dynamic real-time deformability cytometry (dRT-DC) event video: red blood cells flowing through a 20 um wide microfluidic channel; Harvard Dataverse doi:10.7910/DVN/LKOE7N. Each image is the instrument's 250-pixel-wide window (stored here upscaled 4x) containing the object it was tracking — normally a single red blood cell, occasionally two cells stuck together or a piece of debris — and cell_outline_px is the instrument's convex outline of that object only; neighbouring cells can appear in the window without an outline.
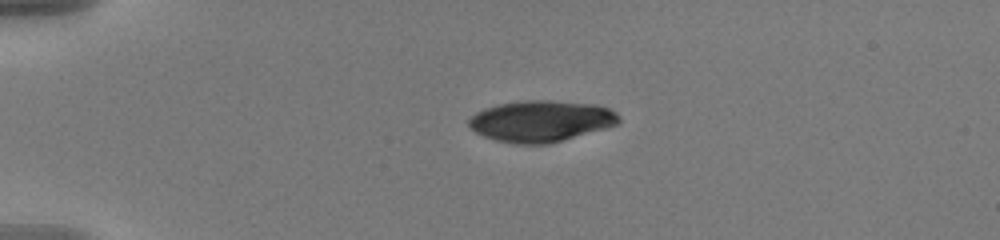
{"species": "human", "species_latin": "Homo sapiens", "temperature_condition": "warm", "stored_images_in_passage": 44, "camera_frame_rate_fps": 3000, "um_per_image_px": 0.085, "donor": {"sex": "male"}, "frame": {"image": 1, "passage_image": 1, "time_ms": 0.0, "image_size_px": [1000, 240], "cell_outline_px": [[620, 124], [608, 128], [548, 144], [512, 144], [496, 140], [484, 136], [476, 132], [468, 124], [468, 120], [476, 112], [484, 108], [500, 104], [524, 100], [548, 100], [596, 104], [608, 108], [616, 112], [620, 116]], "centroid_in_image_um": [46.03, 10.29], "position_along_channel_um": 39.0, "area_um2": 36.3}}
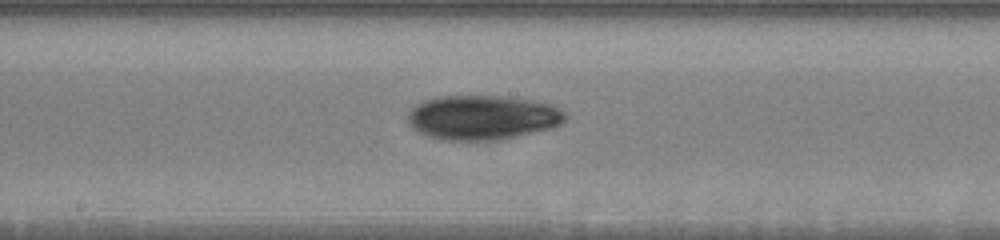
{"frame": {"image": 2, "passage_image": 19, "time_ms": 6.0, "image_size_px": [1000, 240], "cell_outline_px": [[568, 116], [560, 124], [548, 128], [496, 140], [444, 140], [428, 136], [412, 128], [408, 124], [408, 112], [412, 108], [424, 100], [444, 96], [508, 96], [532, 100], [552, 104], [564, 112]], "centroid_in_image_um": [40.99, 9.97], "position_along_channel_um": 207.2, "area_um2": 40.52}}
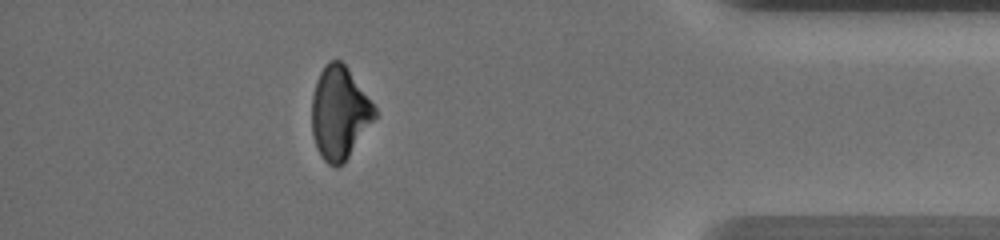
{"frame": {"image": 3, "passage_image": 38, "time_ms": 12.333, "image_size_px": [1000, 240], "cell_outline_px": [[376, 116], [344, 164], [336, 168], [328, 164], [320, 156], [316, 148], [312, 132], [312, 96], [316, 80], [324, 64], [328, 60], [340, 60], [348, 68], [376, 108]], "centroid_in_image_um": [28.83, 9.61], "position_along_channel_um": 406.4, "area_um2": 34.04}, "authors_computed_cell_mechanics": {"area_um2": 37.8879, "velocity_mm_per_s": 3.6528, "shape_relaxation_time_tau1_ms": 3.6624, "shape_relaxation_time_tau2_ms": null, "deformation_change_tau1": 0.1165, "deformation_change_tau2": null}}